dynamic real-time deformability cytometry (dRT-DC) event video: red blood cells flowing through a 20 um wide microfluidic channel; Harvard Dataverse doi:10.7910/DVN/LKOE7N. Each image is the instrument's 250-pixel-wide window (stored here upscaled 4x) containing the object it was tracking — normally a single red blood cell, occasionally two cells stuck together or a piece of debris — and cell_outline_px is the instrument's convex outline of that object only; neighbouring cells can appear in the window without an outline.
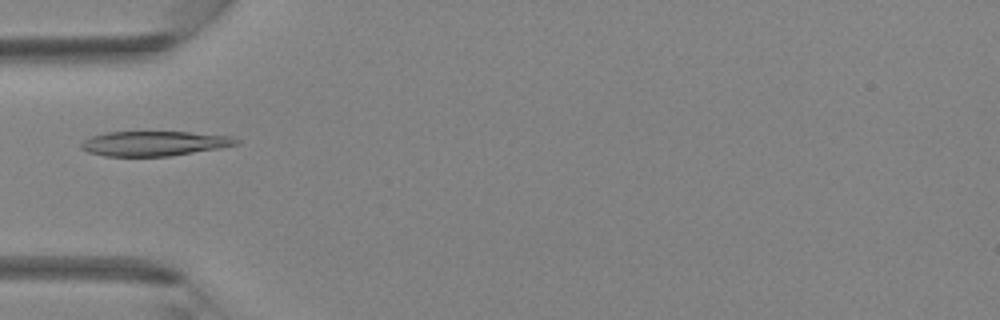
{"species": "Egyptian fruit bat (a non-hibernating species)", "species_latin": "Rousettus aegyptiacus", "temperature_condition": "room temperature", "stored_images_in_passage": 42, "camera_frame_rate_fps": 3000, "um_per_image_px": 0.085, "animal": {"sex": "female"}, "frame": {"image": 1, "passage_image": 14, "time_ms": 4.333, "image_size_px": [1000, 320], "cell_outline_px": [[240, 144], [220, 148], [168, 156], [104, 156], [88, 152], [80, 148], [80, 144], [84, 140], [92, 136], [108, 132], [188, 132], [232, 136], [240, 140]], "centroid_in_image_um": [13.12, 12.19], "position_along_channel_um": 71.9, "area_um2": 22.37}}
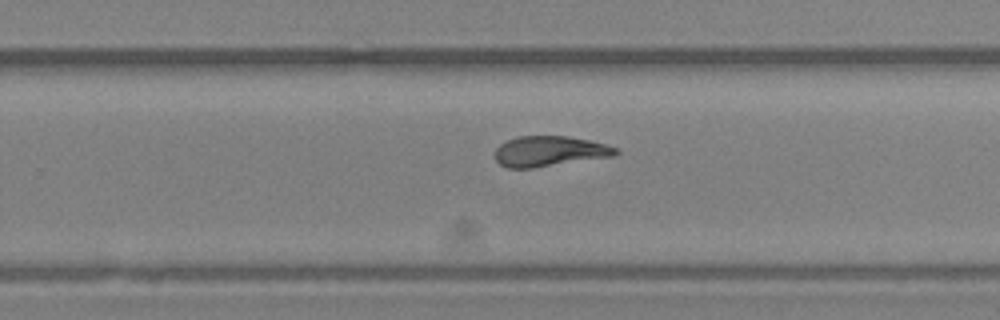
{"frame": {"image": 2, "passage_image": 27, "time_ms": 8.667, "image_size_px": [1000, 320], "cell_outline_px": [[620, 152], [616, 156], [532, 168], [508, 168], [500, 164], [496, 160], [496, 148], [500, 144], [516, 136], [568, 136], [588, 140], [604, 144], [616, 148]], "centroid_in_image_um": [46.72, 12.86], "position_along_channel_um": 283.1, "area_um2": 21.33}}
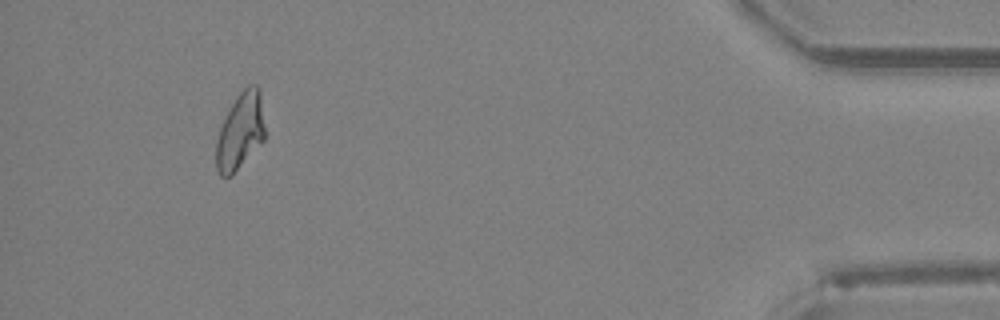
{"frame": {"image": 3, "passage_image": 39, "time_ms": 12.667, "image_size_px": [1000, 320], "cell_outline_px": [[264, 140], [228, 176], [220, 176], [216, 168], [216, 140], [220, 128], [232, 104], [240, 92], [248, 84], [256, 84], [260, 88], [264, 128]], "centroid_in_image_um": [20.42, 11.1], "position_along_channel_um": 414.8, "area_um2": 21.1}}